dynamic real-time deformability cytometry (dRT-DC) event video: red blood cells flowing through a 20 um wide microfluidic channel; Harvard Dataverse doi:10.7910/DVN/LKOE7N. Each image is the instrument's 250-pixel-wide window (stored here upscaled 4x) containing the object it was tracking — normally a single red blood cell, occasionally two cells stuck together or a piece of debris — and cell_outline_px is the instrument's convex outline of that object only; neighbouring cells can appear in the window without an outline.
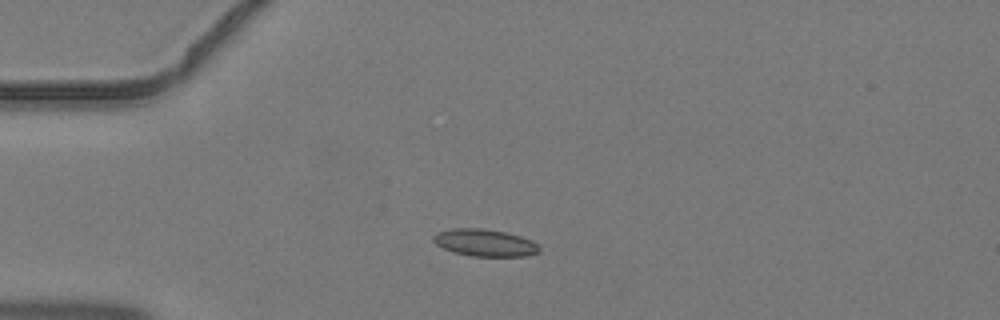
{"species": "common noctule bat (a hibernating species)", "species_latin": "Nyctalus noctula", "temperature_condition": "warm", "stored_images_in_passage": 3, "camera_frame_rate_fps": 3000, "um_per_image_px": 0.085, "animal": {"sex": "male", "body_mass_g": 19.2, "forearm_length_mm": 51.8}, "frame": {"image": 1, "passage_image": 3, "time_ms": 0.667, "image_size_px": [1000, 320], "cell_outline_px": [[540, 252], [524, 256], [472, 256], [452, 252], [436, 244], [432, 240], [432, 236], [436, 232], [452, 228], [480, 228], [504, 232], [520, 236], [532, 240], [540, 248]], "centroid_in_image_um": [41.18, 20.63], "position_along_channel_um": 43.8, "area_um2": 16.76}}